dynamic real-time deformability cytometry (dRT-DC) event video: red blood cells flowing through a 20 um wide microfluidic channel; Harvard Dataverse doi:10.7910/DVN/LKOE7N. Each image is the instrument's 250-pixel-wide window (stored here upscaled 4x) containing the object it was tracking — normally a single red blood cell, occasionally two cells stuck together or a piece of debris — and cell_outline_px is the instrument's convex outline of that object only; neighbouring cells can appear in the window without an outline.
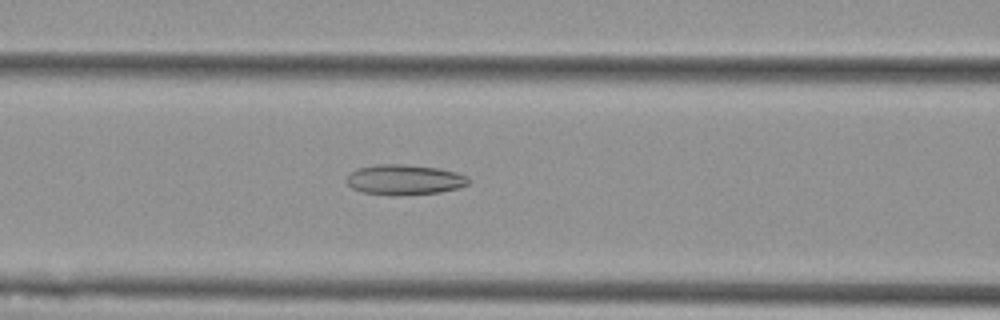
{"species": "Egyptian fruit bat (a non-hibernating species)", "species_latin": "Rousettus aegyptiacus", "temperature_condition": "cold", "stored_images_in_passage": 52, "camera_frame_rate_fps": 3000, "um_per_image_px": 0.085, "animal": {"sex": "female"}, "frame": {"image": 1, "passage_image": 19, "time_ms": 6.0, "image_size_px": [1000, 320], "cell_outline_px": [[468, 184], [460, 188], [440, 192], [400, 196], [392, 196], [364, 192], [352, 188], [344, 180], [356, 168], [376, 164], [404, 164], [440, 168], [456, 172], [468, 176]], "centroid_in_image_um": [34.38, 15.28], "position_along_channel_um": 132.2, "area_um2": 21.79}}
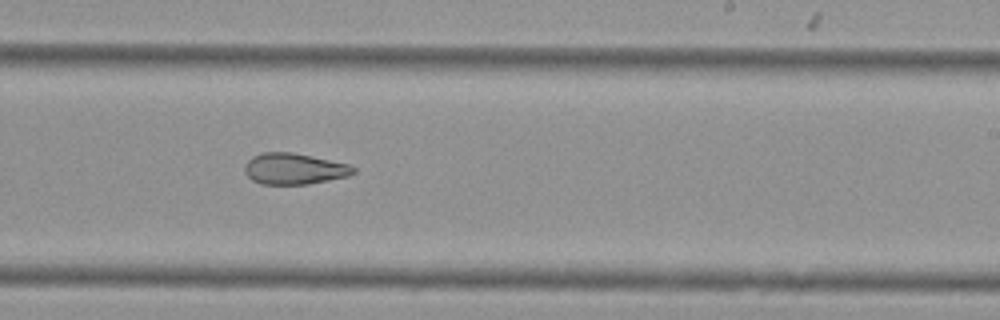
{"frame": {"image": 2, "passage_image": 30, "time_ms": 9.667, "image_size_px": [1000, 320], "cell_outline_px": [[356, 172], [348, 176], [308, 184], [260, 184], [252, 180], [244, 172], [244, 164], [252, 156], [260, 152], [292, 152], [352, 164], [356, 168]], "centroid_in_image_um": [25.01, 14.34], "position_along_channel_um": 264.0, "area_um2": 20.0}}
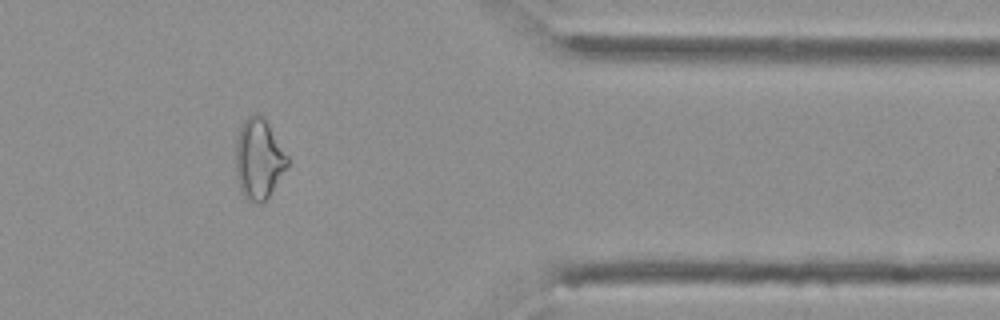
{"frame": {"image": 3, "passage_image": 42, "time_ms": 13.667, "image_size_px": [1000, 320], "cell_outline_px": [[288, 168], [268, 196], [260, 204], [256, 204], [248, 200], [240, 192], [236, 176], [236, 140], [240, 128], [244, 120], [248, 116], [256, 112], [264, 116], [288, 156]], "centroid_in_image_um": [21.99, 13.51], "position_along_channel_um": 389.4, "area_um2": 24.45}, "authors_computed_cell_mechanics": {"area_um2": 24.2182, "velocity_mm_per_s": 3.6083, "shape_relaxation_time_tau1_ms": null, "shape_relaxation_time_tau2_ms": 4.7159, "deformation_change_tau1": null, "deformation_change_tau2": 0.1287}}